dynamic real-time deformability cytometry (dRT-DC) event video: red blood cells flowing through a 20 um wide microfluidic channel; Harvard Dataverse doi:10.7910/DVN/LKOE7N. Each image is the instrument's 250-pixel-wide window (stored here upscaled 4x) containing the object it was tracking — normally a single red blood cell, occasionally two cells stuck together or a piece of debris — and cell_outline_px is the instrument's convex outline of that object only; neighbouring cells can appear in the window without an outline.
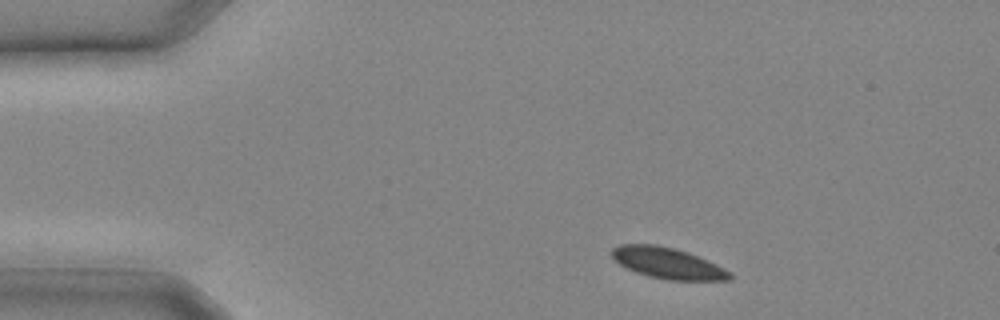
{"species": "common noctule bat (a hibernating species)", "species_latin": "Nyctalus noctula", "temperature_condition": "cold", "stored_images_in_passage": 8, "camera_frame_rate_fps": 3000, "um_per_image_px": 0.085, "animal": {"sex": "male", "body_mass_g": 20.4}, "frame": {"image": 1, "passage_image": 1, "time_ms": 0.0, "image_size_px": [1000, 320], "cell_outline_px": [[732, 280], [672, 280], [648, 276], [636, 272], [620, 264], [612, 256], [612, 248], [620, 244], [656, 244], [676, 248], [688, 252], [708, 260], [732, 272]], "centroid_in_image_um": [56.79, 22.36], "position_along_channel_um": 28.2, "area_um2": 21.33}}
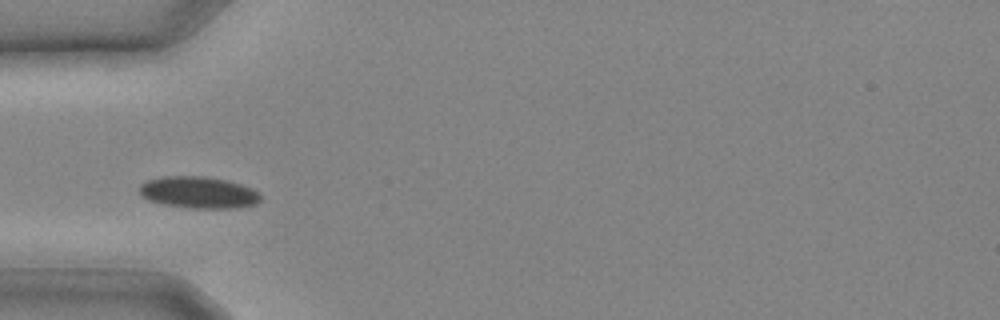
{"frame": {"image": 2, "passage_image": 5, "time_ms": 1.333, "image_size_px": [1000, 320], "cell_outline_px": [[260, 200], [256, 204], [236, 208], [192, 208], [164, 204], [148, 200], [140, 192], [140, 184], [148, 180], [164, 176], [204, 176], [228, 180], [252, 188], [260, 192]], "centroid_in_image_um": [16.91, 16.35], "position_along_channel_um": 68.1, "area_um2": 22.37}}
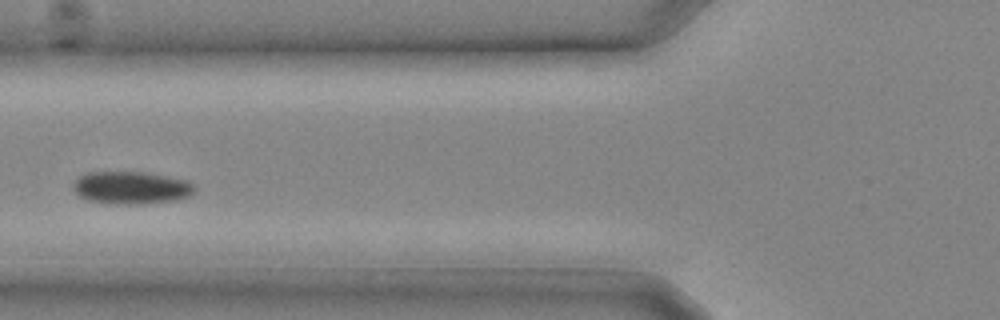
{"frame": {"image": 3, "passage_image": 7, "time_ms": 2.0, "image_size_px": [1000, 320], "cell_outline_px": [[196, 188], [192, 196], [176, 200], [140, 204], [108, 204], [88, 200], [80, 196], [76, 192], [76, 180], [80, 176], [88, 172], [140, 172], [168, 176], [188, 180], [196, 184]], "centroid_in_image_um": [11.25, 15.96], "position_along_channel_um": 114.6, "area_um2": 23.12}}